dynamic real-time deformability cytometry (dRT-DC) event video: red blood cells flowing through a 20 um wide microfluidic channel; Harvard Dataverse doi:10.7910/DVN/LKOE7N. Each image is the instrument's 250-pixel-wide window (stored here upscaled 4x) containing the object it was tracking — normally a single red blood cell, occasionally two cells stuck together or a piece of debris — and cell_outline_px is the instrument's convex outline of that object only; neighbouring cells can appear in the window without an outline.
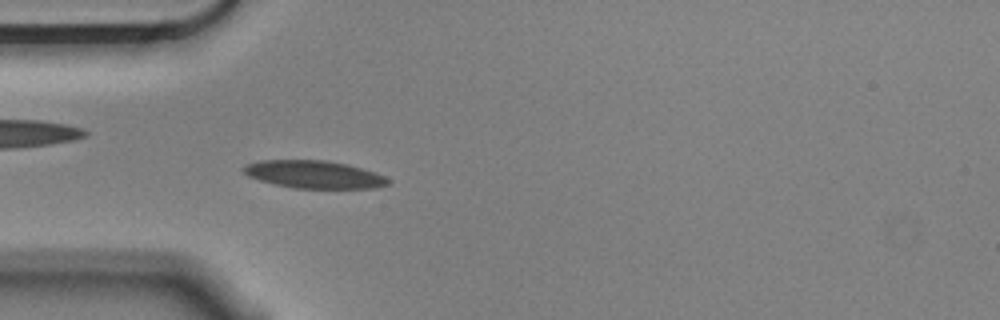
{"species": "Egyptian fruit bat (a non-hibernating species)", "species_latin": "Rousettus aegyptiacus", "temperature_condition": "cold", "stored_images_in_passage": 3, "camera_frame_rate_fps": 3000, "um_per_image_px": 0.085, "animal": {"sex": "male"}, "frame": {"image": 1, "passage_image": 3, "time_ms": 0.667, "image_size_px": [1000, 320], "cell_outline_px": [[392, 180], [388, 184], [376, 188], [292, 188], [260, 180], [248, 176], [240, 168], [248, 164], [264, 160], [328, 160], [348, 164], [376, 172]], "centroid_in_image_um": [26.73, 14.82], "position_along_channel_um": 58.3, "area_um2": 23.35}}